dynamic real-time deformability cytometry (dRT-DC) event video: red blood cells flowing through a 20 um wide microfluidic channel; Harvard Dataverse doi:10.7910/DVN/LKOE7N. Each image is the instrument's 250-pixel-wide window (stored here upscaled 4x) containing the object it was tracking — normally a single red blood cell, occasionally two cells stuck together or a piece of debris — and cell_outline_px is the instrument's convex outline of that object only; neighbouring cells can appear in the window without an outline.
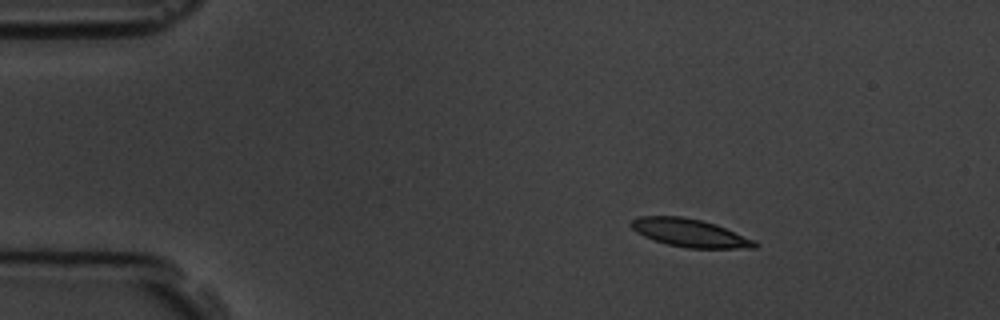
{"species": "common noctule bat (a hibernating species)", "species_latin": "Nyctalus noctula", "temperature_condition": "room temperature", "stored_images_in_passage": 4, "camera_frame_rate_fps": 3000, "um_per_image_px": 0.085, "animal": {"sex": "male", "body_mass_g": 19.5, "forearm_length_mm": 54.6}, "frame": {"image": 1, "passage_image": 2, "time_ms": 1.0, "image_size_px": [1000, 320], "cell_outline_px": [[760, 244], [756, 248], [688, 248], [668, 244], [644, 236], [636, 232], [628, 224], [632, 220], [640, 216], [684, 216], [716, 224], [756, 240]], "centroid_in_image_um": [58.67, 19.79], "position_along_channel_um": 26.3, "area_um2": 20.23}}